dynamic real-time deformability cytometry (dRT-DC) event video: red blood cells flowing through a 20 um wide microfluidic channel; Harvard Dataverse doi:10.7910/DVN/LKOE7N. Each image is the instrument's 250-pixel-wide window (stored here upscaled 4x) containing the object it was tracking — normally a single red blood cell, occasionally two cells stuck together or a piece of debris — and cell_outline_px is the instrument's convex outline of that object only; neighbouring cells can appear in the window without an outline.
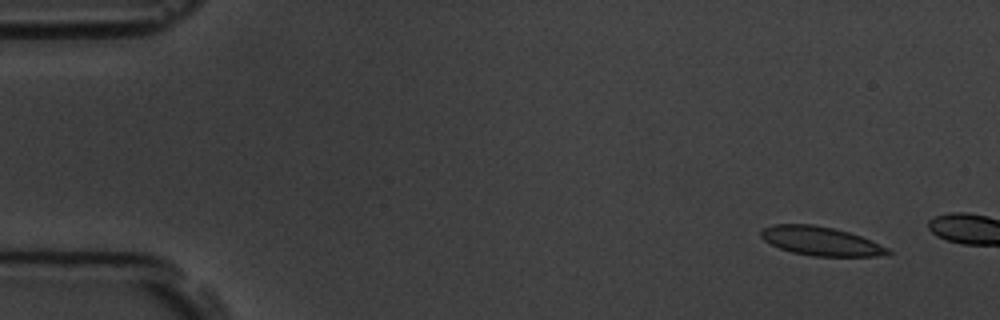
{"species": "common noctule bat (a hibernating species)", "species_latin": "Nyctalus noctula", "temperature_condition": "room temperature", "stored_images_in_passage": 3, "camera_frame_rate_fps": 3000, "um_per_image_px": 0.085, "animal": {"sex": "male", "body_mass_g": 19.5, "forearm_length_mm": 54.6}, "frame": {"image": 1, "passage_image": 1, "time_ms": 0.0, "image_size_px": [1000, 320], "cell_outline_px": [[892, 252], [876, 256], [812, 256], [792, 252], [780, 248], [764, 240], [760, 236], [760, 232], [764, 228], [772, 224], [812, 224], [832, 228], [848, 232], [860, 236], [880, 244], [888, 248]], "centroid_in_image_um": [69.73, 20.49], "position_along_channel_um": 15.3, "area_um2": 21.1}}